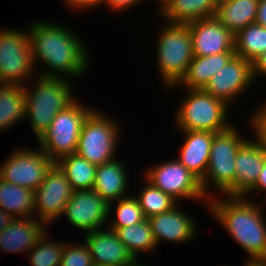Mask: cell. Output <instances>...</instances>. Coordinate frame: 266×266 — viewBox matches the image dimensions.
Masks as SVG:
<instances>
[{"label": "cell", "mask_w": 266, "mask_h": 266, "mask_svg": "<svg viewBox=\"0 0 266 266\" xmlns=\"http://www.w3.org/2000/svg\"><path fill=\"white\" fill-rule=\"evenodd\" d=\"M28 34L37 75L75 80L89 70L88 49L69 26L39 20L31 23ZM37 60L46 67L43 71Z\"/></svg>", "instance_id": "6da1fadb"}, {"label": "cell", "mask_w": 266, "mask_h": 266, "mask_svg": "<svg viewBox=\"0 0 266 266\" xmlns=\"http://www.w3.org/2000/svg\"><path fill=\"white\" fill-rule=\"evenodd\" d=\"M244 196H215L206 208L230 237L245 250L249 259L266 258V219L264 202Z\"/></svg>", "instance_id": "7a4b0ae2"}, {"label": "cell", "mask_w": 266, "mask_h": 266, "mask_svg": "<svg viewBox=\"0 0 266 266\" xmlns=\"http://www.w3.org/2000/svg\"><path fill=\"white\" fill-rule=\"evenodd\" d=\"M35 79L33 77L32 80L36 81L33 83L34 88L28 84L24 85L25 120L29 122L38 140L48 130L57 113L64 110L76 98L72 80L40 75H36Z\"/></svg>", "instance_id": "3957f363"}, {"label": "cell", "mask_w": 266, "mask_h": 266, "mask_svg": "<svg viewBox=\"0 0 266 266\" xmlns=\"http://www.w3.org/2000/svg\"><path fill=\"white\" fill-rule=\"evenodd\" d=\"M236 127L237 125L231 124L227 129L216 132L212 140L207 172L200 181L208 199L221 195L220 193L222 196H235L236 153L247 140L241 137L240 130ZM212 188H215L219 194H216V191L214 193Z\"/></svg>", "instance_id": "277c9868"}, {"label": "cell", "mask_w": 266, "mask_h": 266, "mask_svg": "<svg viewBox=\"0 0 266 266\" xmlns=\"http://www.w3.org/2000/svg\"><path fill=\"white\" fill-rule=\"evenodd\" d=\"M158 32V39H155L157 71L161 84L167 89L182 79L194 57L192 38L188 24L163 21Z\"/></svg>", "instance_id": "5b68a950"}, {"label": "cell", "mask_w": 266, "mask_h": 266, "mask_svg": "<svg viewBox=\"0 0 266 266\" xmlns=\"http://www.w3.org/2000/svg\"><path fill=\"white\" fill-rule=\"evenodd\" d=\"M185 97L174 113V122L179 131H208L220 132L227 129L228 109L222 100H219L203 89H186Z\"/></svg>", "instance_id": "8992f818"}, {"label": "cell", "mask_w": 266, "mask_h": 266, "mask_svg": "<svg viewBox=\"0 0 266 266\" xmlns=\"http://www.w3.org/2000/svg\"><path fill=\"white\" fill-rule=\"evenodd\" d=\"M77 98L57 113L48 130L38 140L39 148L55 163L60 158L76 153L82 125L94 110ZM85 105V106H84Z\"/></svg>", "instance_id": "52a82bcc"}, {"label": "cell", "mask_w": 266, "mask_h": 266, "mask_svg": "<svg viewBox=\"0 0 266 266\" xmlns=\"http://www.w3.org/2000/svg\"><path fill=\"white\" fill-rule=\"evenodd\" d=\"M111 118L94 109L82 125L76 153L96 166L115 159L118 152L120 126Z\"/></svg>", "instance_id": "ba28073f"}, {"label": "cell", "mask_w": 266, "mask_h": 266, "mask_svg": "<svg viewBox=\"0 0 266 266\" xmlns=\"http://www.w3.org/2000/svg\"><path fill=\"white\" fill-rule=\"evenodd\" d=\"M36 75L28 31L0 28V82L32 85Z\"/></svg>", "instance_id": "9c48e42d"}, {"label": "cell", "mask_w": 266, "mask_h": 266, "mask_svg": "<svg viewBox=\"0 0 266 266\" xmlns=\"http://www.w3.org/2000/svg\"><path fill=\"white\" fill-rule=\"evenodd\" d=\"M144 172V179L156 188L171 196L177 202L182 199L203 201L208 205L209 199L201 188L200 180L183 166L176 158L161 164L148 166Z\"/></svg>", "instance_id": "30bf717a"}, {"label": "cell", "mask_w": 266, "mask_h": 266, "mask_svg": "<svg viewBox=\"0 0 266 266\" xmlns=\"http://www.w3.org/2000/svg\"><path fill=\"white\" fill-rule=\"evenodd\" d=\"M11 154V155H10ZM0 163V177L19 187L35 191L54 162L40 148H16Z\"/></svg>", "instance_id": "8fae6325"}, {"label": "cell", "mask_w": 266, "mask_h": 266, "mask_svg": "<svg viewBox=\"0 0 266 266\" xmlns=\"http://www.w3.org/2000/svg\"><path fill=\"white\" fill-rule=\"evenodd\" d=\"M73 192L66 175L54 163L46 173L43 183L34 191V217L50 226L53 221L61 218L60 215L63 217Z\"/></svg>", "instance_id": "7c38bea8"}, {"label": "cell", "mask_w": 266, "mask_h": 266, "mask_svg": "<svg viewBox=\"0 0 266 266\" xmlns=\"http://www.w3.org/2000/svg\"><path fill=\"white\" fill-rule=\"evenodd\" d=\"M253 83L252 63L235 55L213 75L203 90L231 108L236 99L250 89Z\"/></svg>", "instance_id": "4fadbf2b"}, {"label": "cell", "mask_w": 266, "mask_h": 266, "mask_svg": "<svg viewBox=\"0 0 266 266\" xmlns=\"http://www.w3.org/2000/svg\"><path fill=\"white\" fill-rule=\"evenodd\" d=\"M108 206L93 189L76 190L67 202L63 216L76 230L88 233L104 228L109 222Z\"/></svg>", "instance_id": "5bb4252c"}, {"label": "cell", "mask_w": 266, "mask_h": 266, "mask_svg": "<svg viewBox=\"0 0 266 266\" xmlns=\"http://www.w3.org/2000/svg\"><path fill=\"white\" fill-rule=\"evenodd\" d=\"M194 56H209L235 51L234 35L215 17L187 23Z\"/></svg>", "instance_id": "9a60e30c"}, {"label": "cell", "mask_w": 266, "mask_h": 266, "mask_svg": "<svg viewBox=\"0 0 266 266\" xmlns=\"http://www.w3.org/2000/svg\"><path fill=\"white\" fill-rule=\"evenodd\" d=\"M177 206L168 212L146 218L150 224L157 247L162 241L179 245L195 239L198 228L196 225L198 224H196L192 215Z\"/></svg>", "instance_id": "2e32d148"}, {"label": "cell", "mask_w": 266, "mask_h": 266, "mask_svg": "<svg viewBox=\"0 0 266 266\" xmlns=\"http://www.w3.org/2000/svg\"><path fill=\"white\" fill-rule=\"evenodd\" d=\"M84 242L91 253L93 264L132 266L137 260L131 255L115 232L107 226L84 233Z\"/></svg>", "instance_id": "e0dca14e"}, {"label": "cell", "mask_w": 266, "mask_h": 266, "mask_svg": "<svg viewBox=\"0 0 266 266\" xmlns=\"http://www.w3.org/2000/svg\"><path fill=\"white\" fill-rule=\"evenodd\" d=\"M265 159L260 143L248 137L236 153L235 196H245L255 186Z\"/></svg>", "instance_id": "ac0fdd59"}, {"label": "cell", "mask_w": 266, "mask_h": 266, "mask_svg": "<svg viewBox=\"0 0 266 266\" xmlns=\"http://www.w3.org/2000/svg\"><path fill=\"white\" fill-rule=\"evenodd\" d=\"M45 226L44 222L35 217L15 218L0 233V250L7 254L27 255L47 230Z\"/></svg>", "instance_id": "d6986e66"}, {"label": "cell", "mask_w": 266, "mask_h": 266, "mask_svg": "<svg viewBox=\"0 0 266 266\" xmlns=\"http://www.w3.org/2000/svg\"><path fill=\"white\" fill-rule=\"evenodd\" d=\"M185 138L179 148V158L183 166L200 181L204 178L210 158L211 143L215 133L208 131H178Z\"/></svg>", "instance_id": "ffe728a7"}, {"label": "cell", "mask_w": 266, "mask_h": 266, "mask_svg": "<svg viewBox=\"0 0 266 266\" xmlns=\"http://www.w3.org/2000/svg\"><path fill=\"white\" fill-rule=\"evenodd\" d=\"M117 157L97 166L92 189L108 204L129 196L127 164Z\"/></svg>", "instance_id": "44dd1931"}, {"label": "cell", "mask_w": 266, "mask_h": 266, "mask_svg": "<svg viewBox=\"0 0 266 266\" xmlns=\"http://www.w3.org/2000/svg\"><path fill=\"white\" fill-rule=\"evenodd\" d=\"M235 55V51H230L209 56H194L182 79L176 85L170 86L167 89L172 90L174 88V91L177 87L178 89L180 87L186 89H203L213 75Z\"/></svg>", "instance_id": "7402d4cb"}, {"label": "cell", "mask_w": 266, "mask_h": 266, "mask_svg": "<svg viewBox=\"0 0 266 266\" xmlns=\"http://www.w3.org/2000/svg\"><path fill=\"white\" fill-rule=\"evenodd\" d=\"M218 0H168L158 9L161 21L187 24L191 21L212 18Z\"/></svg>", "instance_id": "603a6c76"}, {"label": "cell", "mask_w": 266, "mask_h": 266, "mask_svg": "<svg viewBox=\"0 0 266 266\" xmlns=\"http://www.w3.org/2000/svg\"><path fill=\"white\" fill-rule=\"evenodd\" d=\"M259 0H218L214 17L234 36L255 23Z\"/></svg>", "instance_id": "cb8c5ba5"}, {"label": "cell", "mask_w": 266, "mask_h": 266, "mask_svg": "<svg viewBox=\"0 0 266 266\" xmlns=\"http://www.w3.org/2000/svg\"><path fill=\"white\" fill-rule=\"evenodd\" d=\"M0 209L14 218L34 217V191L0 177Z\"/></svg>", "instance_id": "d4e9b609"}, {"label": "cell", "mask_w": 266, "mask_h": 266, "mask_svg": "<svg viewBox=\"0 0 266 266\" xmlns=\"http://www.w3.org/2000/svg\"><path fill=\"white\" fill-rule=\"evenodd\" d=\"M25 119V89L18 84L0 86V131H7Z\"/></svg>", "instance_id": "484cf974"}, {"label": "cell", "mask_w": 266, "mask_h": 266, "mask_svg": "<svg viewBox=\"0 0 266 266\" xmlns=\"http://www.w3.org/2000/svg\"><path fill=\"white\" fill-rule=\"evenodd\" d=\"M115 232L118 239L124 244L131 255L139 261L138 254L151 255L157 250V244L147 219L128 227H107Z\"/></svg>", "instance_id": "4316f807"}, {"label": "cell", "mask_w": 266, "mask_h": 266, "mask_svg": "<svg viewBox=\"0 0 266 266\" xmlns=\"http://www.w3.org/2000/svg\"><path fill=\"white\" fill-rule=\"evenodd\" d=\"M55 163L64 172L74 191L92 189L96 176V165L77 153L64 156Z\"/></svg>", "instance_id": "83f0119b"}, {"label": "cell", "mask_w": 266, "mask_h": 266, "mask_svg": "<svg viewBox=\"0 0 266 266\" xmlns=\"http://www.w3.org/2000/svg\"><path fill=\"white\" fill-rule=\"evenodd\" d=\"M235 54L253 63L266 52V28L257 23L249 24L234 36Z\"/></svg>", "instance_id": "f1b7e54d"}, {"label": "cell", "mask_w": 266, "mask_h": 266, "mask_svg": "<svg viewBox=\"0 0 266 266\" xmlns=\"http://www.w3.org/2000/svg\"><path fill=\"white\" fill-rule=\"evenodd\" d=\"M145 186L135 197L138 199L145 218L170 211L178 202L168 194L153 186L146 179Z\"/></svg>", "instance_id": "f546056e"}, {"label": "cell", "mask_w": 266, "mask_h": 266, "mask_svg": "<svg viewBox=\"0 0 266 266\" xmlns=\"http://www.w3.org/2000/svg\"><path fill=\"white\" fill-rule=\"evenodd\" d=\"M112 209L115 210L116 216H114V220L112 219L110 223H107L108 227H128L146 219L139 201L134 195H129L109 203L108 217H110V214H113Z\"/></svg>", "instance_id": "4dcf8cb0"}, {"label": "cell", "mask_w": 266, "mask_h": 266, "mask_svg": "<svg viewBox=\"0 0 266 266\" xmlns=\"http://www.w3.org/2000/svg\"><path fill=\"white\" fill-rule=\"evenodd\" d=\"M48 233L46 230L36 245L27 253L31 266H60L65 243L51 241Z\"/></svg>", "instance_id": "1f68e13d"}, {"label": "cell", "mask_w": 266, "mask_h": 266, "mask_svg": "<svg viewBox=\"0 0 266 266\" xmlns=\"http://www.w3.org/2000/svg\"><path fill=\"white\" fill-rule=\"evenodd\" d=\"M91 253L85 243H65L60 266H93Z\"/></svg>", "instance_id": "d6a6232c"}, {"label": "cell", "mask_w": 266, "mask_h": 266, "mask_svg": "<svg viewBox=\"0 0 266 266\" xmlns=\"http://www.w3.org/2000/svg\"><path fill=\"white\" fill-rule=\"evenodd\" d=\"M259 107L254 111L255 113L253 112L252 116H250L248 122L251 126L250 129L253 131L251 135L254 136L251 139L255 138L266 153V102Z\"/></svg>", "instance_id": "836d02e7"}, {"label": "cell", "mask_w": 266, "mask_h": 266, "mask_svg": "<svg viewBox=\"0 0 266 266\" xmlns=\"http://www.w3.org/2000/svg\"><path fill=\"white\" fill-rule=\"evenodd\" d=\"M65 4V7L68 6L70 9L77 10H88L94 7H99L103 5L104 0H61Z\"/></svg>", "instance_id": "e575fe53"}, {"label": "cell", "mask_w": 266, "mask_h": 266, "mask_svg": "<svg viewBox=\"0 0 266 266\" xmlns=\"http://www.w3.org/2000/svg\"><path fill=\"white\" fill-rule=\"evenodd\" d=\"M142 0H104V6H107L109 10H115L114 12H121L135 8Z\"/></svg>", "instance_id": "d590c367"}, {"label": "cell", "mask_w": 266, "mask_h": 266, "mask_svg": "<svg viewBox=\"0 0 266 266\" xmlns=\"http://www.w3.org/2000/svg\"><path fill=\"white\" fill-rule=\"evenodd\" d=\"M263 192H266V159L265 162L263 164V168L262 171L260 172L257 182L255 183V186L244 196L249 198V196L251 197V195H253L254 193L256 194H261ZM264 196L266 197V195L264 194ZM264 201V205L266 207V198Z\"/></svg>", "instance_id": "8d00e7d4"}, {"label": "cell", "mask_w": 266, "mask_h": 266, "mask_svg": "<svg viewBox=\"0 0 266 266\" xmlns=\"http://www.w3.org/2000/svg\"><path fill=\"white\" fill-rule=\"evenodd\" d=\"M252 71L255 82L261 76L266 77V52L257 57L252 63Z\"/></svg>", "instance_id": "74e56055"}, {"label": "cell", "mask_w": 266, "mask_h": 266, "mask_svg": "<svg viewBox=\"0 0 266 266\" xmlns=\"http://www.w3.org/2000/svg\"><path fill=\"white\" fill-rule=\"evenodd\" d=\"M255 23L266 28V0H259Z\"/></svg>", "instance_id": "f35d334b"}, {"label": "cell", "mask_w": 266, "mask_h": 266, "mask_svg": "<svg viewBox=\"0 0 266 266\" xmlns=\"http://www.w3.org/2000/svg\"><path fill=\"white\" fill-rule=\"evenodd\" d=\"M10 214L0 209V233L14 220Z\"/></svg>", "instance_id": "ab89813d"}, {"label": "cell", "mask_w": 266, "mask_h": 266, "mask_svg": "<svg viewBox=\"0 0 266 266\" xmlns=\"http://www.w3.org/2000/svg\"><path fill=\"white\" fill-rule=\"evenodd\" d=\"M243 266H266V258H248Z\"/></svg>", "instance_id": "60d3db41"}, {"label": "cell", "mask_w": 266, "mask_h": 266, "mask_svg": "<svg viewBox=\"0 0 266 266\" xmlns=\"http://www.w3.org/2000/svg\"><path fill=\"white\" fill-rule=\"evenodd\" d=\"M167 1H168V0H158V2H160V3H159V5H160V6H159V7H160L159 9H161V8L165 5V3H166Z\"/></svg>", "instance_id": "b9f144b4"}, {"label": "cell", "mask_w": 266, "mask_h": 266, "mask_svg": "<svg viewBox=\"0 0 266 266\" xmlns=\"http://www.w3.org/2000/svg\"><path fill=\"white\" fill-rule=\"evenodd\" d=\"M132 266H149V265H144L142 263H139V261H137L135 264H133Z\"/></svg>", "instance_id": "7bdbcfd3"}]
</instances>
